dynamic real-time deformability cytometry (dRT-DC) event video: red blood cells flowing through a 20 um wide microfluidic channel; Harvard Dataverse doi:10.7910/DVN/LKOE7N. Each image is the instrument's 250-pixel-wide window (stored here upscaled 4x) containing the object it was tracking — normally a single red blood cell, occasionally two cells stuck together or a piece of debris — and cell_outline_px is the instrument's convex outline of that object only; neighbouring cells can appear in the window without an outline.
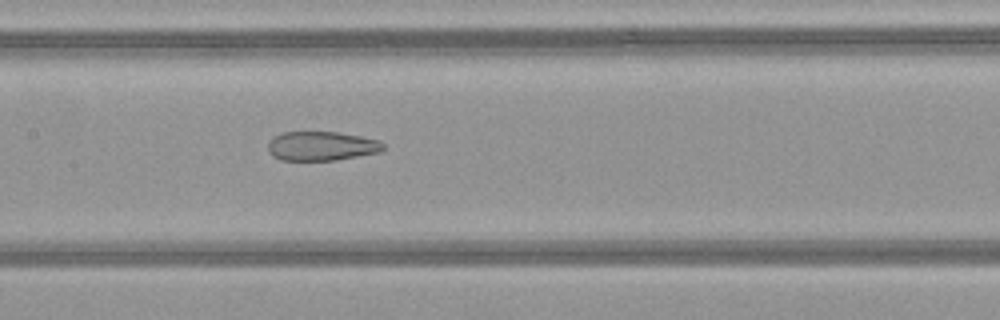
{"species": "common noctule bat (a hibernating species)", "species_latin": "Nyctalus noctula", "temperature_condition": "warm", "stored_images_in_passage": 49, "camera_frame_rate_fps": 3000, "um_per_image_px": 0.085, "animal": {"sex": "female", "body_mass_g": 21.9}, "frame": {"image": 1, "passage_image": 24, "time_ms": 7.667, "image_size_px": [1000, 320], "cell_outline_px": [[384, 148], [380, 152], [336, 160], [280, 160], [272, 156], [268, 152], [268, 140], [272, 136], [280, 132], [336, 132], [360, 136], [380, 140], [384, 144]], "centroid_in_image_um": [27.28, 12.41], "position_along_channel_um": 180.1, "area_um2": 19.83}}
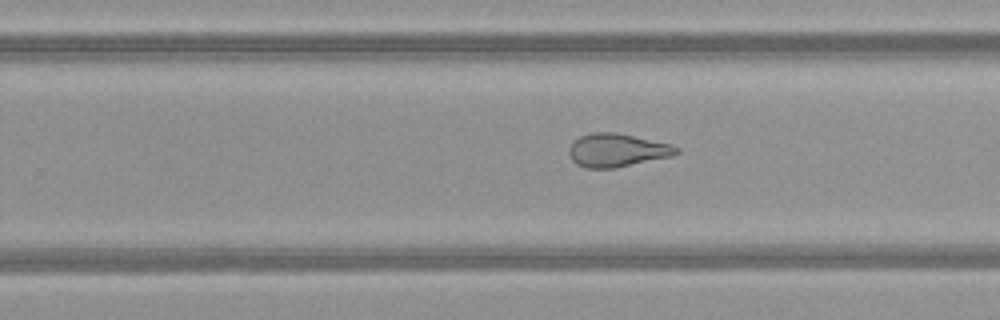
{"frame": {"image": 2, "passage_image": 31, "time_ms": 10.0, "image_size_px": [1000, 320], "cell_outline_px": [[680, 152], [672, 156], [616, 168], [588, 168], [576, 164], [572, 160], [568, 152], [568, 148], [580, 136], [592, 132], [616, 132], [672, 144], [680, 148]], "centroid_in_image_um": [52.47, 12.77], "position_along_channel_um": 277.3, "area_um2": 20.92}}
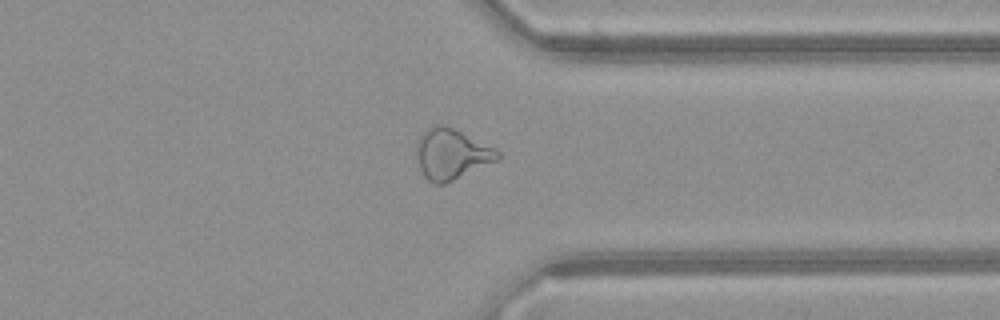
{"frame": {"image": 3, "passage_image": 38, "time_ms": 12.333, "image_size_px": [1000, 320], "cell_outline_px": [[500, 160], [444, 184], [436, 184], [428, 180], [424, 176], [420, 168], [416, 152], [416, 140], [428, 128], [436, 124], [444, 124], [496, 148], [500, 152]], "centroid_in_image_um": [38.39, 13.09], "position_along_channel_um": 373.0, "area_um2": 23.99}, "authors_computed_cell_mechanics": {"area_um2": 26.3568, "velocity_mm_per_s": 4.1864, "shape_relaxation_time_tau1_ms": null, "shape_relaxation_time_tau2_ms": 1.6692, "deformation_change_tau1": null, "deformation_change_tau2": 0.1052}}